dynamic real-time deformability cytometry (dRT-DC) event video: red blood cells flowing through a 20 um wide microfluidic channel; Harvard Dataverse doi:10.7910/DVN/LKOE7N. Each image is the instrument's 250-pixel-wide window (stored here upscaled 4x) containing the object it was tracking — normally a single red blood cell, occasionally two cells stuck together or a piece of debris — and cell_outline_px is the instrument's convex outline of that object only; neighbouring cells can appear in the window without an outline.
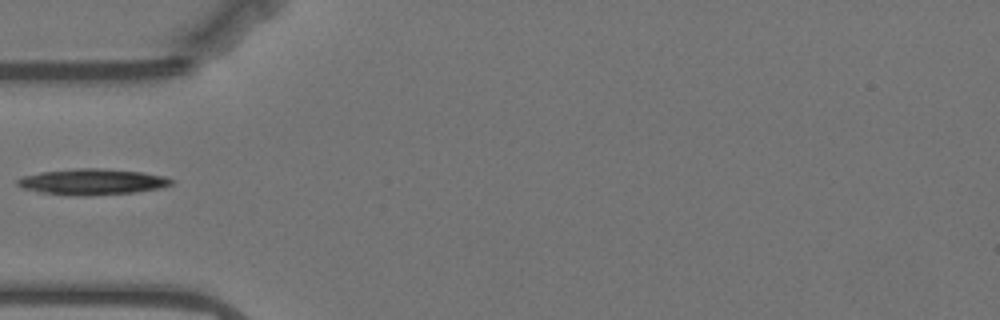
{"species": "Egyptian fruit bat (a non-hibernating species)", "species_latin": "Rousettus aegyptiacus", "temperature_condition": "warm", "stored_images_in_passage": 40, "camera_frame_rate_fps": 3000, "um_per_image_px": 0.085, "animal": {"sex": "female"}, "frame": {"image": 1, "passage_image": 1, "time_ms": 0.0, "image_size_px": [1000, 320], "cell_outline_px": [[172, 184], [160, 188], [132, 192], [88, 196], [76, 196], [36, 192], [20, 188], [16, 184], [16, 180], [24, 176], [40, 172], [76, 168], [100, 168], [140, 172], [164, 176], [172, 180]], "centroid_in_image_um": [7.76, 15.46], "position_along_channel_um": 77.2, "area_um2": 23.29}}
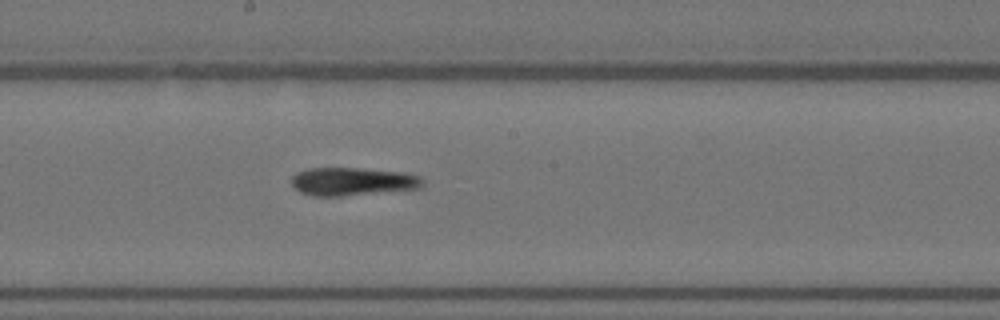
{"frame": {"image": 2, "passage_image": 13, "time_ms": 4.0, "image_size_px": [1000, 320], "cell_outline_px": [[424, 184], [420, 188], [340, 196], [312, 196], [300, 192], [292, 184], [292, 176], [296, 172], [308, 168], [356, 168], [400, 172], [420, 176], [424, 180]], "centroid_in_image_um": [29.94, 15.43], "position_along_channel_um": 218.3, "area_um2": 21.33}}
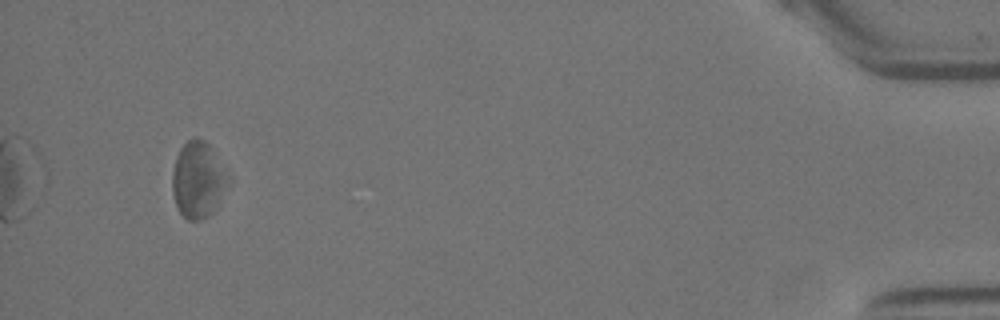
{"frame": {"image": 3, "passage_image": 37, "time_ms": 12.0, "image_size_px": [1000, 320], "cell_outline_px": [[232, 184], [208, 216], [200, 220], [188, 220], [176, 208], [172, 192], [172, 172], [176, 156], [180, 148], [188, 140], [196, 136], [204, 140], [208, 144], [232, 176]], "centroid_in_image_um": [16.87, 15.27], "position_along_channel_um": 418.3, "area_um2": 25.43}}